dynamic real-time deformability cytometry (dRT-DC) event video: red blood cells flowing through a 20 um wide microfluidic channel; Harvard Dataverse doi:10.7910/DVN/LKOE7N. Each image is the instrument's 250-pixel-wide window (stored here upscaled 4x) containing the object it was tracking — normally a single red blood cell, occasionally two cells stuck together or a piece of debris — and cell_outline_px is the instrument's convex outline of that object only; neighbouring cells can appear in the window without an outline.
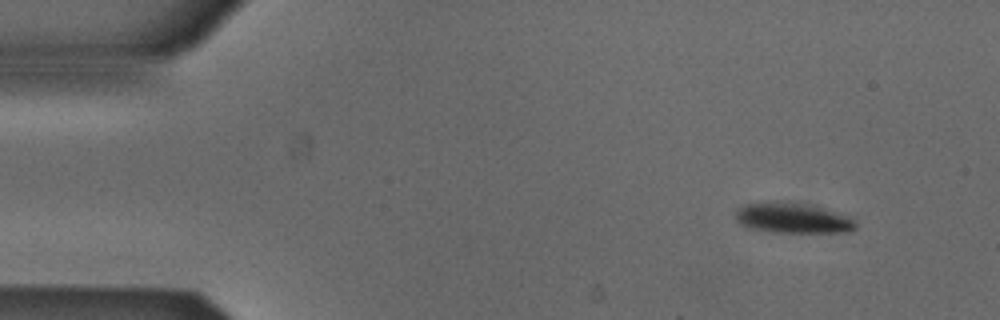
{"species": "Egyptian fruit bat (a non-hibernating species)", "species_latin": "Rousettus aegyptiacus", "temperature_condition": "cold", "stored_images_in_passage": 3, "camera_frame_rate_fps": 3000, "um_per_image_px": 0.085, "animal": {"sex": "male"}, "frame": {"image": 1, "passage_image": 1, "time_ms": 0.0, "image_size_px": [1000, 320], "cell_outline_px": [[856, 228], [848, 232], [772, 232], [748, 228], [740, 224], [736, 220], [736, 212], [744, 204], [764, 200], [776, 200], [824, 208], [852, 216], [856, 224]], "centroid_in_image_um": [67.37, 18.52], "position_along_channel_um": 17.6, "area_um2": 21.5}}